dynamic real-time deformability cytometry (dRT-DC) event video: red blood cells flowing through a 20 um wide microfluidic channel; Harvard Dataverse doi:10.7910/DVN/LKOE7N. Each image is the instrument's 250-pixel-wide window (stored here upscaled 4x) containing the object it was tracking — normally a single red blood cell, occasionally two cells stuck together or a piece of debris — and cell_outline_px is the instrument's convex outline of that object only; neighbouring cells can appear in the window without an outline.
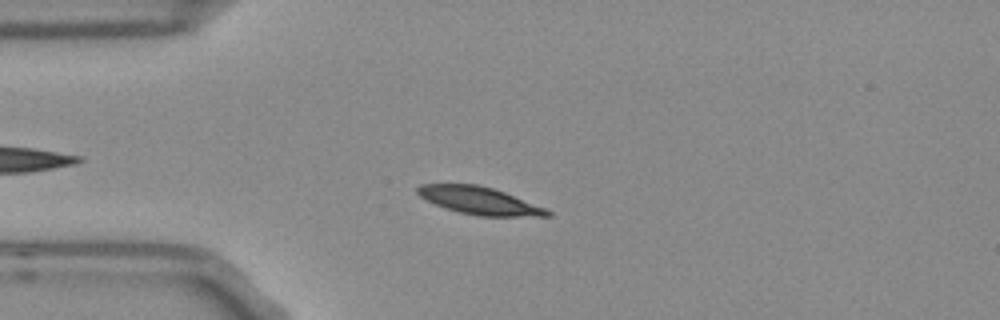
{"species": "Egyptian fruit bat (a non-hibernating species)", "species_latin": "Rousettus aegyptiacus", "temperature_condition": "room temperature", "stored_images_in_passage": 53, "camera_frame_rate_fps": 3000, "um_per_image_px": 0.085, "frame": {"image": 1, "passage_image": 12, "time_ms": 3.667, "image_size_px": [1000, 320], "cell_outline_px": [[552, 216], [476, 216], [444, 208], [424, 200], [416, 192], [416, 188], [420, 184], [476, 184], [492, 188], [504, 192], [544, 208], [552, 212]], "centroid_in_image_um": [40.68, 17.05], "position_along_channel_um": 44.3, "area_um2": 20.69}}
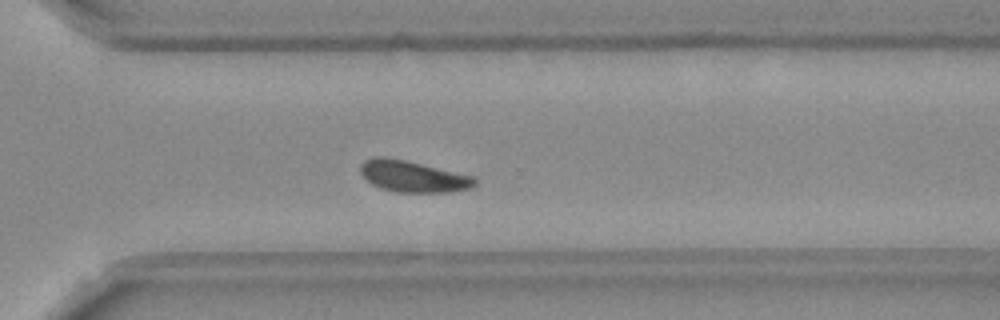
{"frame": {"image": 2, "passage_image": 37, "time_ms": 12.0, "image_size_px": [1000, 320], "cell_outline_px": [[476, 184], [472, 188], [452, 192], [396, 192], [380, 188], [372, 184], [360, 172], [360, 164], [364, 160], [372, 156], [384, 156], [404, 160], [472, 176], [476, 180]], "centroid_in_image_um": [35.07, 14.99], "position_along_channel_um": 335.5, "area_um2": 20.81}}
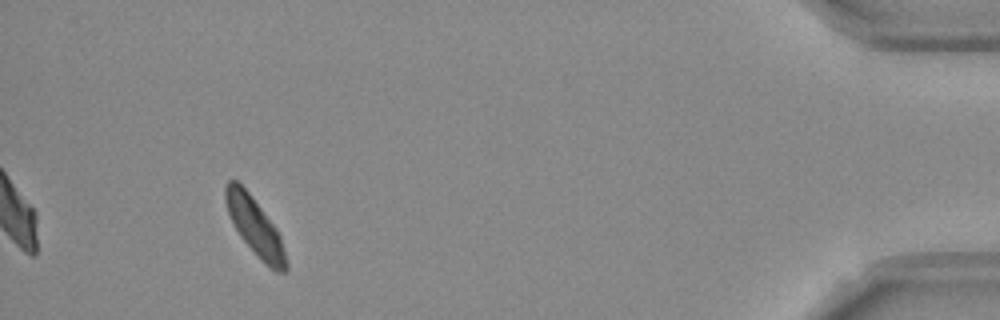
{"frame": {"image": 3, "passage_image": 49, "time_ms": 16.0, "image_size_px": [1000, 320], "cell_outline_px": [[288, 272], [276, 272], [264, 264], [240, 236], [228, 212], [224, 200], [224, 188], [228, 180], [236, 180], [252, 196], [276, 228], [280, 236], [288, 264]], "centroid_in_image_um": [21.68, 19.28], "position_along_channel_um": 413.5, "area_um2": 20.17}, "authors_computed_cell_mechanics": {"area_um2": 20.7502, "velocity_mm_per_s": 3.6887, "shape_relaxation_time_tau1_ms": 3.0156, "shape_relaxation_time_tau2_ms": null, "deformation_change_tau1": 0.1011, "deformation_change_tau2": null}}